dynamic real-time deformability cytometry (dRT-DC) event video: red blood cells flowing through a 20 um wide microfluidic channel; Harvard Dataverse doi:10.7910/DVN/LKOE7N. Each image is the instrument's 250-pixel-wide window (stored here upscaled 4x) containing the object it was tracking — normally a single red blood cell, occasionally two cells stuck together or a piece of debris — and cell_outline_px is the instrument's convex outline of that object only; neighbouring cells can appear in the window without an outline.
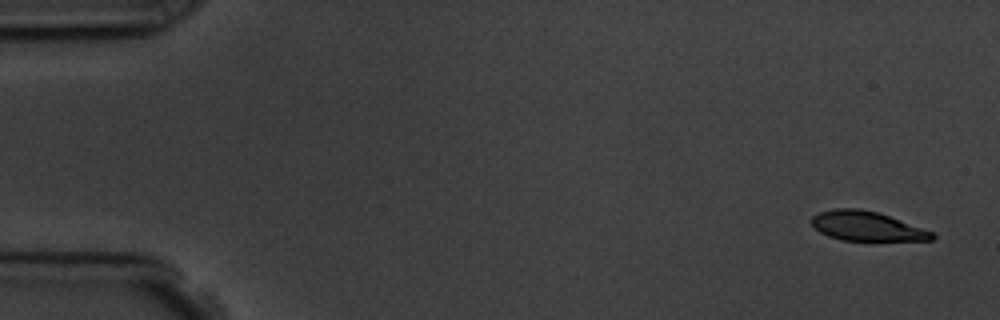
{"species": "common noctule bat (a hibernating species)", "species_latin": "Nyctalus noctula", "temperature_condition": "room temperature", "stored_images_in_passage": 5, "camera_frame_rate_fps": 3000, "um_per_image_px": 0.085, "animal": {"sex": "male", "body_mass_g": 19.5, "forearm_length_mm": 54.6}, "frame": {"image": 1, "passage_image": 1, "time_ms": 0.0, "image_size_px": [1000, 320], "cell_outline_px": [[936, 236], [932, 240], [840, 240], [828, 236], [820, 232], [812, 224], [812, 216], [820, 212], [832, 208], [860, 208], [876, 212], [888, 216], [932, 232]], "centroid_in_image_um": [73.62, 19.22], "position_along_channel_um": 11.4, "area_um2": 20.29}}
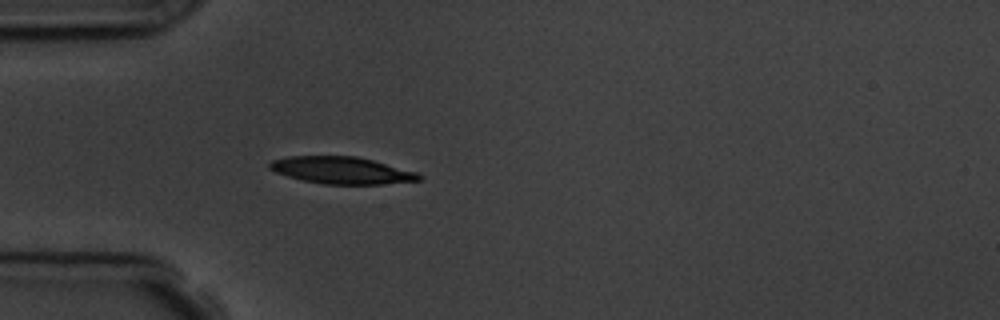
{"frame": {"image": 2, "passage_image": 5, "time_ms": 4.667, "image_size_px": [1000, 320], "cell_outline_px": [[424, 176], [420, 180], [380, 184], [324, 184], [304, 180], [288, 176], [276, 172], [268, 168], [268, 164], [272, 160], [288, 156], [356, 156], [372, 160], [416, 172]], "centroid_in_image_um": [29.02, 14.47], "position_along_channel_um": 56.0, "area_um2": 23.29}}